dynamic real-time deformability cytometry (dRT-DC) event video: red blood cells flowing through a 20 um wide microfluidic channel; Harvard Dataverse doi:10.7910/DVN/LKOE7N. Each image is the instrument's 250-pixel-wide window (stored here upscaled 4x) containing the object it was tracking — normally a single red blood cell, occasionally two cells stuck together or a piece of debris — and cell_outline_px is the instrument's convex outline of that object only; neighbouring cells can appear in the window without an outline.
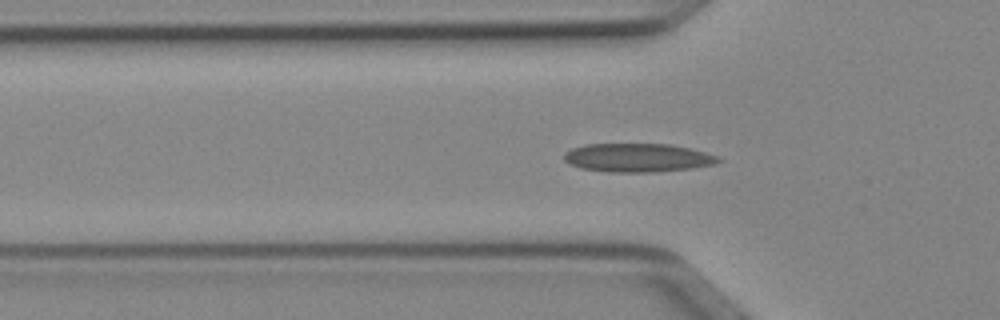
{"species": "Egyptian fruit bat (a non-hibernating species)", "species_latin": "Rousettus aegyptiacus", "temperature_condition": "cold", "stored_images_in_passage": 37, "segment_of_instrument_passage": [1, 2], "camera_frame_rate_fps": 3000, "um_per_image_px": 0.085, "animal": {"sex": "female"}, "frame": {"image": 1, "passage_image": 2, "time_ms": 0.333, "image_size_px": [1000, 320], "cell_outline_px": [[724, 160], [716, 164], [692, 168], [656, 172], [608, 172], [580, 168], [564, 160], [564, 152], [572, 148], [584, 144], [668, 144], [688, 148], [704, 152], [716, 156]], "centroid_in_image_um": [54.19, 13.41], "position_along_channel_um": 71.6, "area_um2": 25.72}}
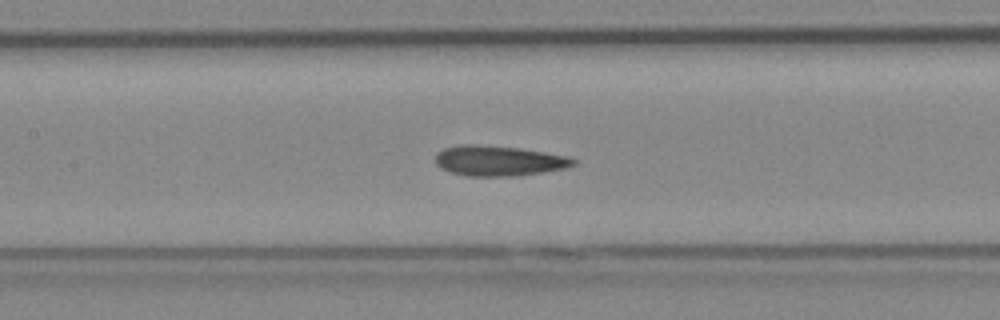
{"frame": {"image": 2, "passage_image": 9, "time_ms": 2.667, "image_size_px": [1000, 320], "cell_outline_px": [[576, 164], [564, 168], [516, 176], [468, 176], [452, 172], [440, 168], [436, 164], [436, 152], [444, 148], [460, 144], [480, 144], [520, 148], [572, 156], [576, 160]], "centroid_in_image_um": [42.4, 13.65], "position_along_channel_um": 165.0, "area_um2": 24.51}}
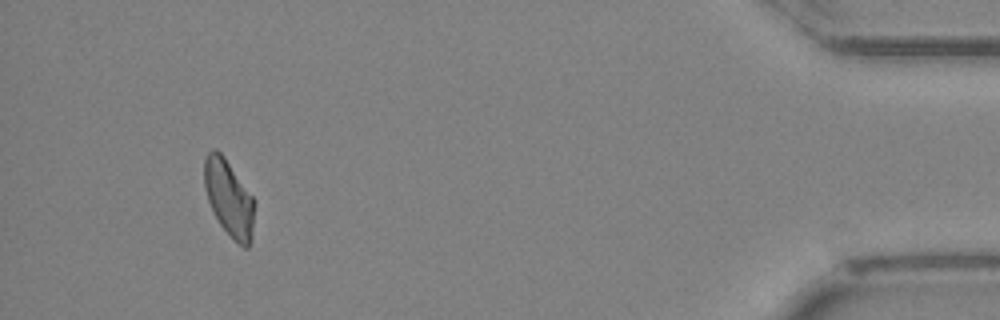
{"frame": {"image": 3, "passage_image": 33, "time_ms": 10.667, "image_size_px": [1000, 320], "cell_outline_px": [[252, 236], [248, 248], [244, 248], [220, 224], [208, 200], [204, 188], [204, 156], [212, 148], [216, 148], [224, 156], [252, 196]], "centroid_in_image_um": [19.41, 16.76], "position_along_channel_um": 415.8, "area_um2": 21.62}}